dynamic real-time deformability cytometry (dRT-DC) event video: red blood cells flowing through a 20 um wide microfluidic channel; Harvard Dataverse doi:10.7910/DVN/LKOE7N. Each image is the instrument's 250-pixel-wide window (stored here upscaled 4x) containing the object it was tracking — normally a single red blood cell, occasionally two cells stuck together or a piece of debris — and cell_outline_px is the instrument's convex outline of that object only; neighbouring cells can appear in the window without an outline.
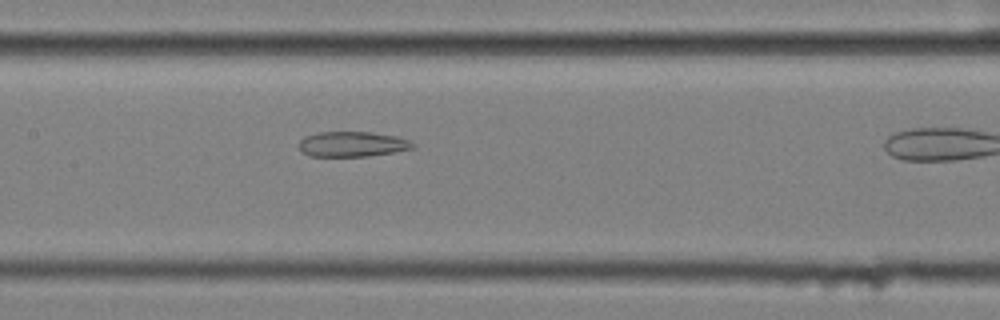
{"species": "common noctule bat (a hibernating species)", "species_latin": "Nyctalus noctula", "temperature_condition": "cold", "stored_images_in_passage": 28, "camera_frame_rate_fps": 3000, "um_per_image_px": 0.085, "animal": {"sex": "female", "body_mass_g": 25.1}, "frame": {"image": 1, "passage_image": 20, "time_ms": 6.333, "image_size_px": [1000, 320], "cell_outline_px": [[416, 144], [412, 148], [392, 152], [368, 156], [308, 156], [296, 144], [304, 136], [320, 132], [372, 132], [396, 136], [408, 140]], "centroid_in_image_um": [29.91, 12.24], "position_along_channel_um": 177.5, "area_um2": 16.65}}